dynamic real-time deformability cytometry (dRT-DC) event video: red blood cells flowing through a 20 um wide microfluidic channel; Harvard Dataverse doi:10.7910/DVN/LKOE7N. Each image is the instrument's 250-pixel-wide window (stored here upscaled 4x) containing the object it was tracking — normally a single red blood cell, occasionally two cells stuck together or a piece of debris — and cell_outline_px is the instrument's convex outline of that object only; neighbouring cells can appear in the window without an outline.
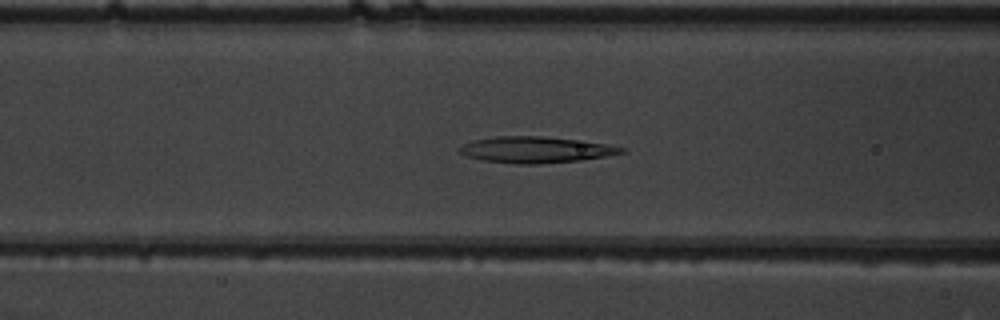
{"species": "common noctule bat (a hibernating species)", "species_latin": "Nyctalus noctula", "temperature_condition": "warm", "stored_images_in_passage": 44, "camera_frame_rate_fps": 3000, "um_per_image_px": 0.085, "animal": {"sex": "male", "body_mass_g": 19.5, "forearm_length_mm": 54.6}, "frame": {"image": 1, "passage_image": 12, "time_ms": 3.667, "image_size_px": [1000, 320], "cell_outline_px": [[628, 152], [580, 160], [536, 164], [516, 164], [484, 160], [468, 156], [460, 152], [460, 148], [464, 144], [472, 140], [496, 136], [540, 136], [604, 144], [628, 148]], "centroid_in_image_um": [45.54, 12.73], "position_along_channel_um": 121.1, "area_um2": 24.28}}
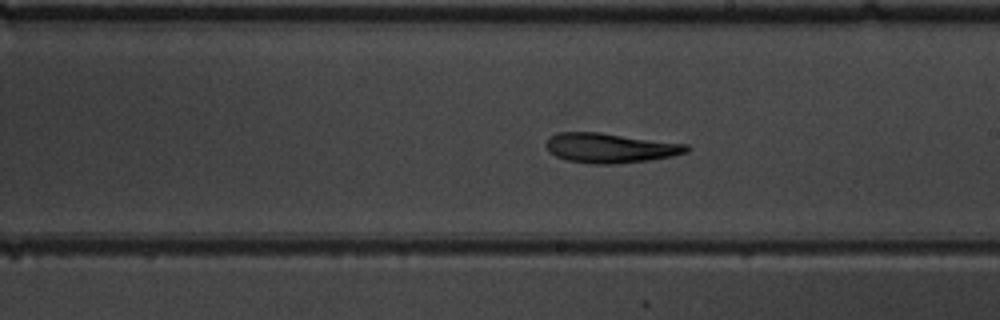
{"frame": {"image": 2, "passage_image": 21, "time_ms": 6.667, "image_size_px": [1000, 320], "cell_outline_px": [[692, 148], [688, 152], [672, 156], [648, 160], [612, 164], [592, 164], [564, 160], [548, 152], [544, 144], [548, 136], [556, 132], [600, 132], [688, 144]], "centroid_in_image_um": [51.82, 12.57], "position_along_channel_um": 237.2, "area_um2": 24.74}}
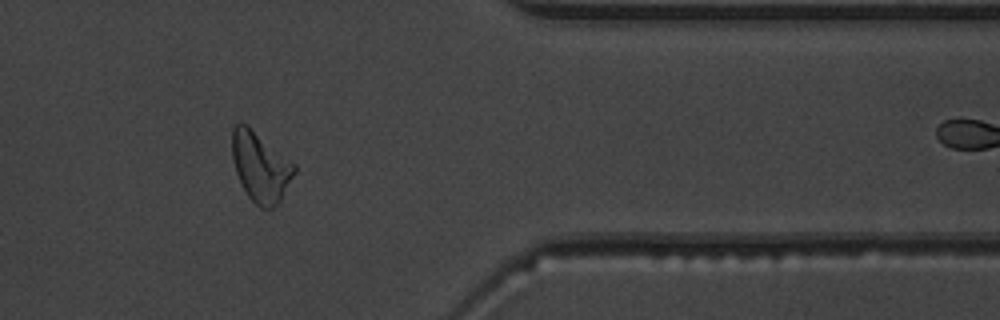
{"frame": {"image": 3, "passage_image": 34, "time_ms": 11.0, "image_size_px": [1000, 320], "cell_outline_px": [[296, 172], [280, 200], [272, 208], [260, 208], [248, 196], [236, 172], [232, 160], [232, 128], [240, 120], [248, 124], [296, 164]], "centroid_in_image_um": [22.14, 14.12], "position_along_channel_um": 389.3, "area_um2": 25.43}, "authors_computed_cell_mechanics": {"area_um2": 24.7384, "velocity_mm_per_s": 3.879, "shape_relaxation_time_tau1_ms": null, "shape_relaxation_time_tau2_ms": 9.6013, "deformation_change_tau1": null, "deformation_change_tau2": 0.2465}}